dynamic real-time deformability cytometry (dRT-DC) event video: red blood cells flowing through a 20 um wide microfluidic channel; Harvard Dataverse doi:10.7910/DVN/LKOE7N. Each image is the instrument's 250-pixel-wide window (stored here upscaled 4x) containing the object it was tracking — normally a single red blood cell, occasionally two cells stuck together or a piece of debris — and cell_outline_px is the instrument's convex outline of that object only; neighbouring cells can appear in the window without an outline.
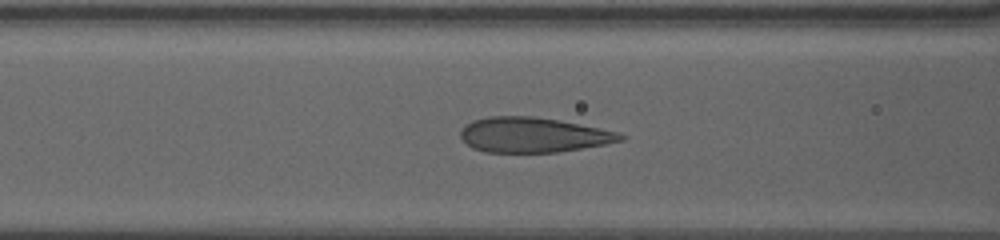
{"species": "human", "species_latin": "Homo sapiens", "temperature_condition": "warm", "stored_images_in_passage": 57, "camera_frame_rate_fps": 3000, "um_per_image_px": 0.085, "donor": {"sex": "female"}, "frame": {"image": 1, "passage_image": 30, "time_ms": 8.333, "image_size_px": [1000, 240], "cell_outline_px": [[628, 136], [624, 140], [604, 144], [556, 152], [484, 152], [472, 148], [460, 136], [460, 132], [468, 124], [476, 120], [488, 116], [532, 116], [556, 120], [616, 132]], "centroid_in_image_um": [45.29, 11.47], "position_along_channel_um": 121.3, "area_um2": 31.96}}
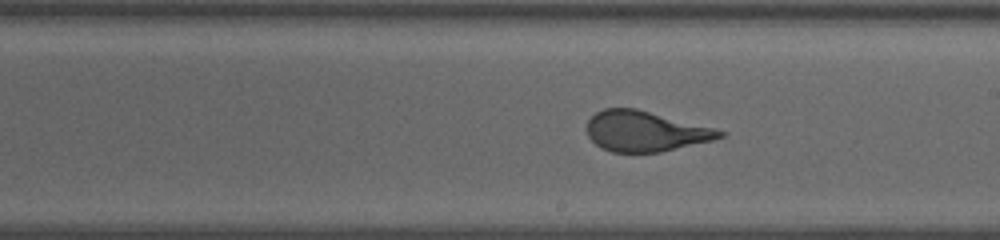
{"frame": {"image": 2, "passage_image": 39, "time_ms": 11.667, "image_size_px": [1000, 240], "cell_outline_px": [[724, 136], [712, 140], [660, 152], [612, 152], [600, 148], [588, 136], [588, 120], [596, 112], [604, 108], [636, 108], [712, 128], [724, 132]], "centroid_in_image_um": [54.79, 11.16], "position_along_channel_um": 234.2, "area_um2": 30.75}}
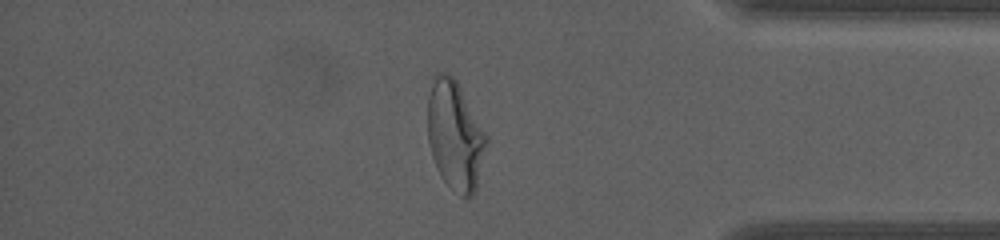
{"frame": {"image": 3, "passage_image": 53, "time_ms": 17.0, "image_size_px": [1000, 240], "cell_outline_px": [[488, 140], [476, 188], [472, 196], [460, 196], [440, 176], [432, 156], [428, 140], [428, 96], [432, 76], [436, 72], [444, 72], [452, 76], [456, 80], [488, 136]], "centroid_in_image_um": [38.67, 11.48], "position_along_channel_um": 396.5, "area_um2": 37.22}}